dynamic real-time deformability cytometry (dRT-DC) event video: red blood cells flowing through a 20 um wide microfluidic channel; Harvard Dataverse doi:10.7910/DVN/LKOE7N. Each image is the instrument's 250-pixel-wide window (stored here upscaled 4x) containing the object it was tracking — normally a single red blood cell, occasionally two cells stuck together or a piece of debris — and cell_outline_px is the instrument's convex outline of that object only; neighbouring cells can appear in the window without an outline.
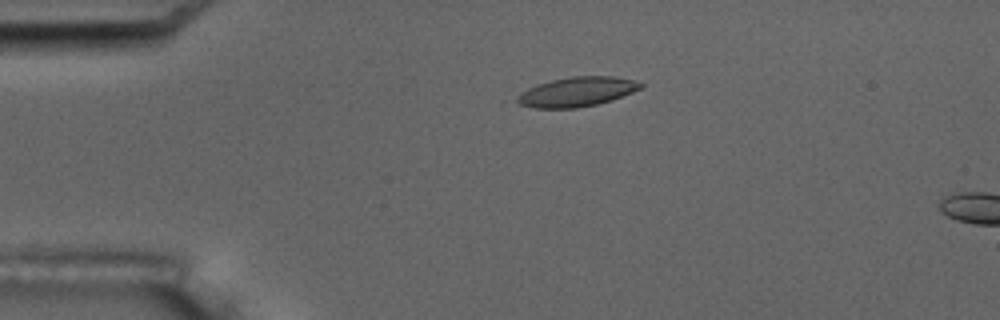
{"species": "common noctule bat (a hibernating species)", "species_latin": "Nyctalus noctula", "temperature_condition": "room temperature", "stored_images_in_passage": 5, "camera_frame_rate_fps": 3000, "um_per_image_px": 0.085, "animal": {"sex": "male", "body_mass_g": 17.5, "forearm_length_mm": 52.3}, "frame": {"image": 1, "passage_image": 4, "time_ms": 3.667, "image_size_px": [1000, 320], "cell_outline_px": [[644, 84], [640, 88], [632, 92], [612, 100], [596, 104], [576, 108], [536, 108], [520, 104], [516, 100], [516, 96], [528, 88], [536, 84], [552, 80], [572, 76], [616, 76], [632, 80]], "centroid_in_image_um": [49.02, 7.8], "position_along_channel_um": 36.0, "area_um2": 21.1}}